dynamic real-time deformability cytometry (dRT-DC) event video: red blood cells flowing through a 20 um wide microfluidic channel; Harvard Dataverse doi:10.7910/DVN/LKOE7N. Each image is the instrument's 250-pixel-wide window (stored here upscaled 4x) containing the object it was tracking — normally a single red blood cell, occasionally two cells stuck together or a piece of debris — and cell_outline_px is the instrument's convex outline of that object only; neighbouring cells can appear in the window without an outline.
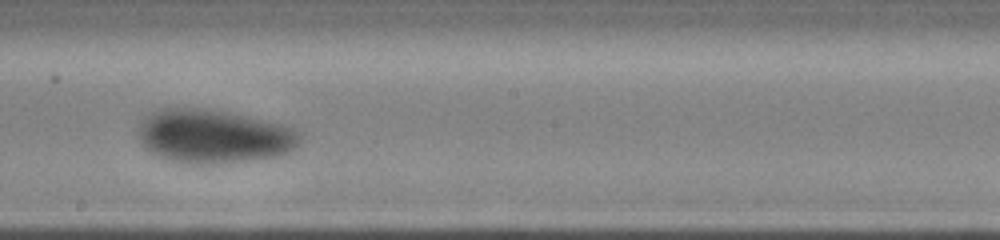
{"species": "human", "species_latin": "Homo sapiens", "temperature_condition": "cold", "stored_images_in_passage": 9, "camera_frame_rate_fps": 3000, "um_per_image_px": 0.085, "donor": {"sex": "male"}, "frame": {"image": 1, "passage_image": 8, "time_ms": 5.0, "image_size_px": [1000, 240], "cell_outline_px": [[304, 132], [300, 140], [288, 152], [280, 156], [252, 160], [220, 164], [204, 164], [172, 160], [160, 156], [152, 152], [140, 140], [140, 120], [144, 116], [160, 108], [204, 108], [228, 112], [284, 124]], "centroid_in_image_um": [18.22, 11.57], "position_along_channel_um": 230.0, "area_um2": 50.58}}